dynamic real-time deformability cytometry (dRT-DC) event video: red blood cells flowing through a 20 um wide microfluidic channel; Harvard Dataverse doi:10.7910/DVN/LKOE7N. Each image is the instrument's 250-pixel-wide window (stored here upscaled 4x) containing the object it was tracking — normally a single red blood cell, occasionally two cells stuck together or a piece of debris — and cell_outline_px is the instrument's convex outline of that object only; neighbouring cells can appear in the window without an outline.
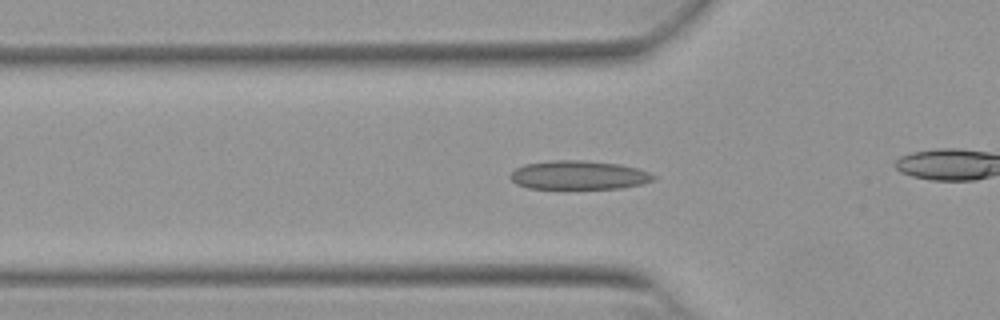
{"species": "Egyptian fruit bat (a non-hibernating species)", "species_latin": "Rousettus aegyptiacus", "temperature_condition": "warm", "stored_images_in_passage": 30, "camera_frame_rate_fps": 3000, "um_per_image_px": 0.085, "animal": {"sex": "female"}, "frame": {"image": 1, "passage_image": 5, "time_ms": 1.333, "image_size_px": [1000, 320], "cell_outline_px": [[656, 180], [640, 184], [620, 188], [528, 188], [516, 184], [508, 176], [516, 168], [524, 164], [552, 160], [584, 160], [620, 164], [636, 168], [648, 172], [656, 176]], "centroid_in_image_um": [49.18, 14.87], "position_along_channel_um": 76.6, "area_um2": 23.99}}
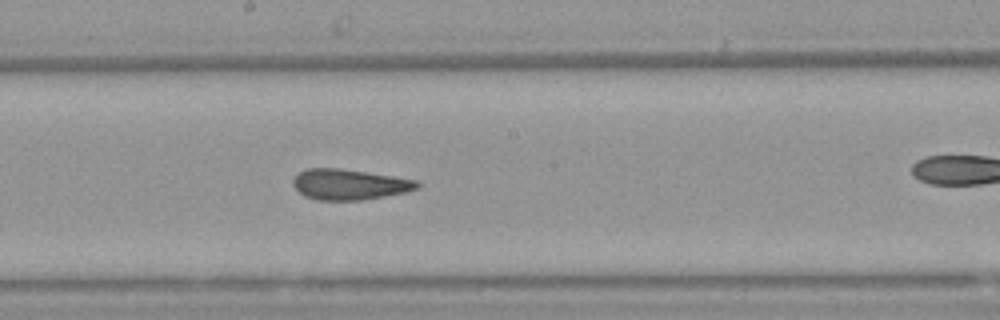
{"frame": {"image": 2, "passage_image": 16, "time_ms": 5.0, "image_size_px": [1000, 320], "cell_outline_px": [[420, 184], [416, 188], [404, 192], [384, 196], [360, 200], [316, 200], [304, 196], [292, 184], [292, 180], [300, 172], [308, 168], [340, 168], [420, 180]], "centroid_in_image_um": [29.69, 15.67], "position_along_channel_um": 218.5, "area_um2": 22.02}}
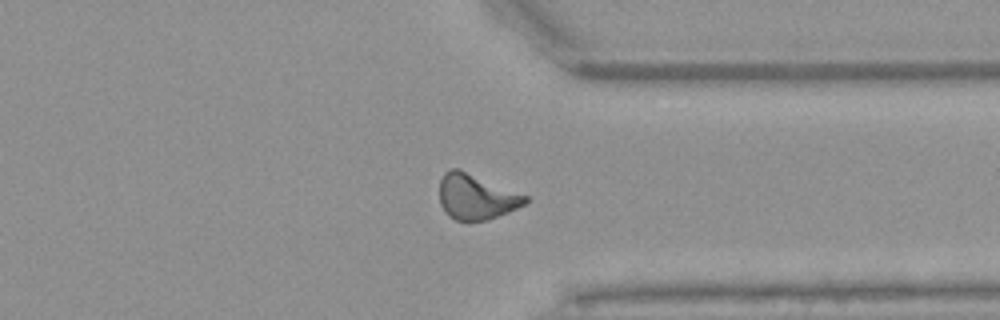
{"frame": {"image": 3, "passage_image": 28, "time_ms": 9.0, "image_size_px": [1000, 320], "cell_outline_px": [[528, 200], [524, 204], [508, 212], [488, 220], [456, 220], [448, 216], [444, 212], [440, 204], [440, 180], [444, 172], [452, 168], [460, 168], [528, 196]], "centroid_in_image_um": [40.45, 16.71], "position_along_channel_um": 371.0, "area_um2": 22.72}}